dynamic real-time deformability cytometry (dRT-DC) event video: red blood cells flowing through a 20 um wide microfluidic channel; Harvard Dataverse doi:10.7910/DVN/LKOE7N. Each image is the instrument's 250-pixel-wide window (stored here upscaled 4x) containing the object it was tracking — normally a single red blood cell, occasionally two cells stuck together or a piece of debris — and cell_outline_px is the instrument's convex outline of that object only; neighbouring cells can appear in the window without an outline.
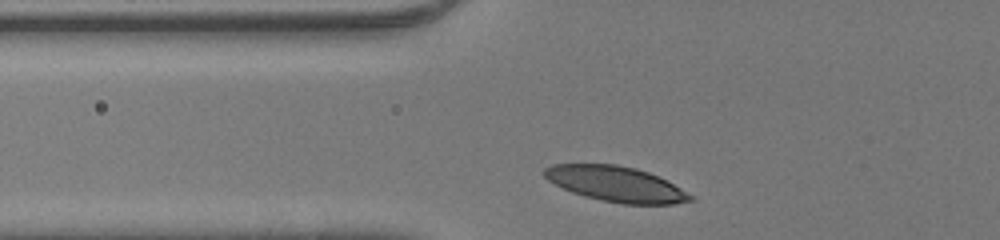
{"species": "human", "species_latin": "Homo sapiens", "temperature_condition": "room temperature", "stored_images_in_passage": 26, "camera_frame_rate_fps": 3000, "um_per_image_px": 0.085, "donor": {"sex": "male"}, "frame": {"image": 1, "passage_image": 2, "time_ms": 0.333, "image_size_px": [1000, 240], "cell_outline_px": [[696, 200], [672, 204], [624, 204], [600, 200], [572, 192], [548, 180], [544, 176], [544, 168], [552, 164], [616, 164], [636, 168], [648, 172], [680, 188], [692, 196]], "centroid_in_image_um": [52.34, 15.64], "position_along_channel_um": 73.5, "area_um2": 29.71}}
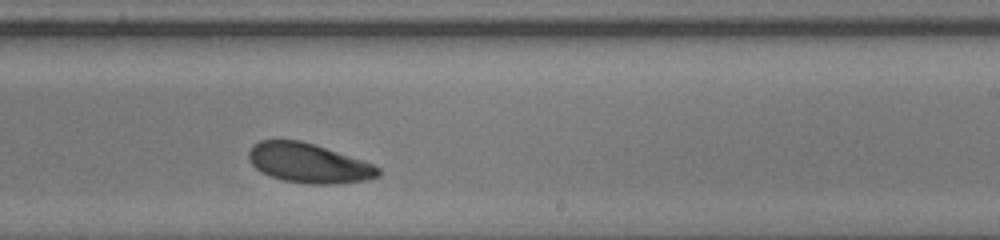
{"frame": {"image": 2, "passage_image": 16, "time_ms": 5.0, "image_size_px": [1000, 240], "cell_outline_px": [[380, 176], [368, 180], [336, 184], [308, 184], [284, 180], [268, 176], [260, 172], [248, 160], [248, 152], [252, 144], [260, 140], [300, 140], [372, 164], [380, 168]], "centroid_in_image_um": [26.18, 13.88], "position_along_channel_um": 262.8, "area_um2": 29.71}}
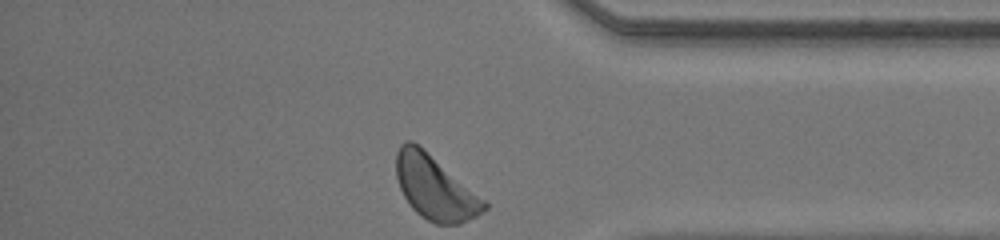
{"frame": {"image": 3, "passage_image": 26, "time_ms": 8.333, "image_size_px": [1000, 240], "cell_outline_px": [[488, 208], [476, 216], [460, 224], [436, 224], [420, 216], [412, 208], [404, 196], [400, 188], [396, 176], [396, 152], [400, 144], [404, 140], [412, 140], [484, 200], [488, 204]], "centroid_in_image_um": [36.93, 15.97], "position_along_channel_um": 398.3, "area_um2": 32.08}, "authors_computed_cell_mechanics": {"area_um2": 30.4028, "velocity_mm_per_s": 4.256, "shape_relaxation_time_tau1_ms": 1.4556, "shape_relaxation_time_tau2_ms": null, "deformation_change_tau1": 0.1012, "deformation_change_tau2": null}}